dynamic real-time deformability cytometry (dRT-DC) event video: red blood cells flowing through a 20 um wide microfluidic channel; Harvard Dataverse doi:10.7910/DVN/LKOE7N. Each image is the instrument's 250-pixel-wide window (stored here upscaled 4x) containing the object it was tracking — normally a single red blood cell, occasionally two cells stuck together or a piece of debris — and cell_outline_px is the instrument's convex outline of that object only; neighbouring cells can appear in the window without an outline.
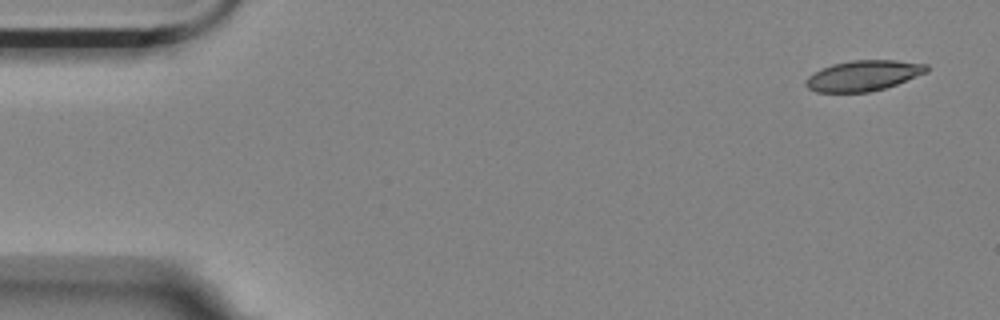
{"species": "Egyptian fruit bat (a non-hibernating species)", "species_latin": "Rousettus aegyptiacus", "temperature_condition": "room temperature", "stored_images_in_passage": 4, "camera_frame_rate_fps": 3000, "um_per_image_px": 0.085, "animal": {"sex": "female"}, "frame": {"image": 1, "passage_image": 1, "time_ms": 0.0, "image_size_px": [1000, 320], "cell_outline_px": [[928, 72], [896, 84], [884, 88], [868, 92], [816, 92], [808, 88], [804, 84], [804, 80], [808, 76], [820, 68], [832, 64], [852, 60], [896, 60], [928, 64]], "centroid_in_image_um": [73.36, 6.42], "position_along_channel_um": 11.6, "area_um2": 21.56}}
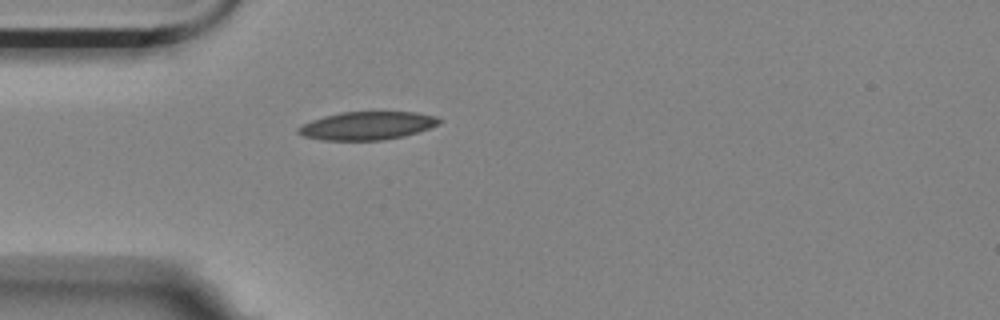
{"frame": {"image": 2, "passage_image": 4, "time_ms": 1.0, "image_size_px": [1000, 320], "cell_outline_px": [[444, 120], [440, 124], [404, 136], [384, 140], [320, 140], [304, 136], [296, 132], [296, 128], [312, 120], [324, 116], [340, 112], [416, 112], [436, 116]], "centroid_in_image_um": [31.22, 10.68], "position_along_channel_um": 53.8, "area_um2": 23.18}}